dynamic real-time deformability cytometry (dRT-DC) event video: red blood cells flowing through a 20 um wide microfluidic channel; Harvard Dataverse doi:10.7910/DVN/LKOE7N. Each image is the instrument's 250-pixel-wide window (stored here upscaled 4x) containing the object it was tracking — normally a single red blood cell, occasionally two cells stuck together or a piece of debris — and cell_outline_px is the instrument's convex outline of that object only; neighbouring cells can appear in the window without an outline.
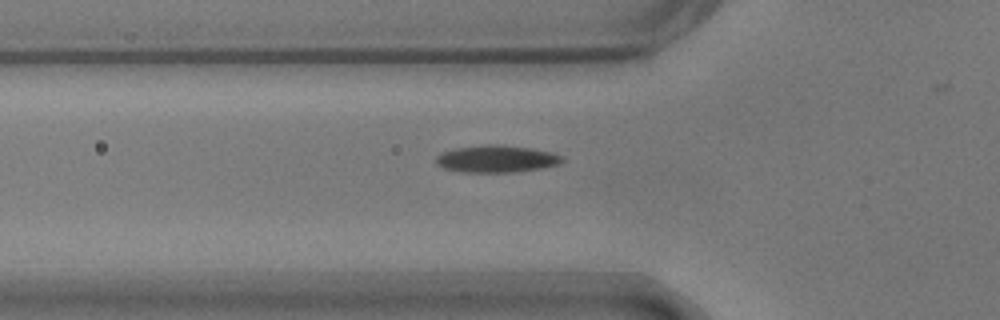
{"species": "common noctule bat (a hibernating species)", "species_latin": "Nyctalus noctula", "temperature_condition": "warm", "stored_images_in_passage": 31, "camera_frame_rate_fps": 3000, "um_per_image_px": 0.085, "animal": {"sex": "male", "body_mass_g": 17.9}, "frame": {"image": 1, "passage_image": 2, "time_ms": 0.333, "image_size_px": [1000, 320], "cell_outline_px": [[564, 160], [560, 164], [540, 168], [512, 172], [464, 172], [444, 168], [436, 164], [436, 156], [440, 152], [456, 148], [488, 144], [496, 144], [532, 148], [552, 152], [560, 156]], "centroid_in_image_um": [42.18, 13.5], "position_along_channel_um": 83.6, "area_um2": 19.88}}
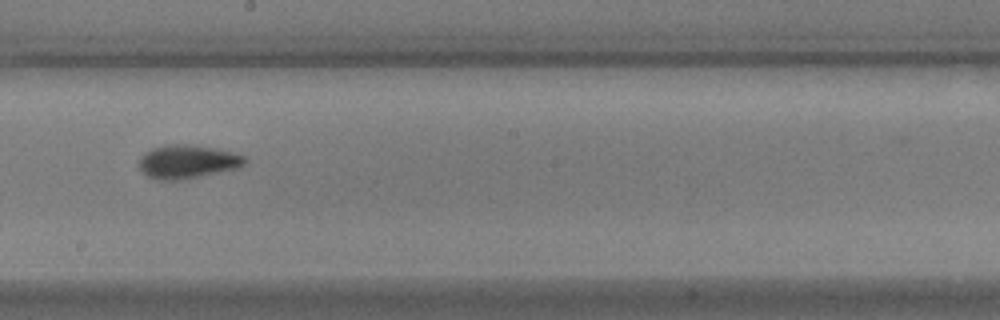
{"frame": {"image": 2, "passage_image": 14, "time_ms": 4.333, "image_size_px": [1000, 320], "cell_outline_px": [[248, 160], [240, 168], [180, 180], [156, 180], [148, 176], [140, 168], [140, 156], [144, 152], [152, 148], [172, 144], [188, 144], [216, 148], [232, 152], [244, 156]], "centroid_in_image_um": [15.95, 13.74], "position_along_channel_um": 232.2, "area_um2": 20.69}}
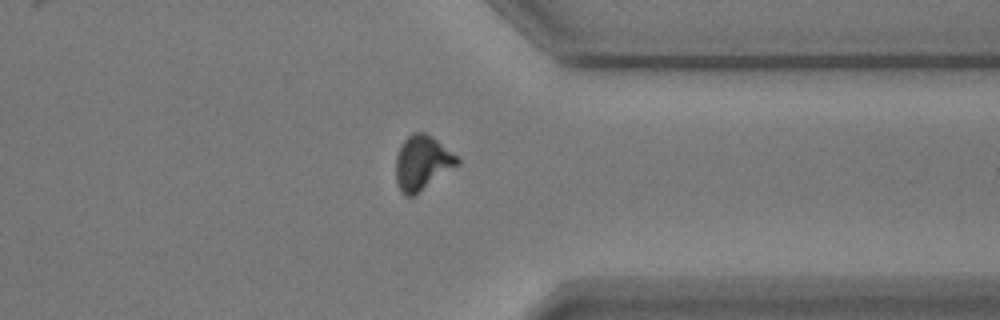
{"frame": {"image": 3, "passage_image": 26, "time_ms": 8.333, "image_size_px": [1000, 320], "cell_outline_px": [[460, 164], [416, 196], [404, 196], [400, 192], [396, 180], [396, 156], [404, 140], [412, 132], [424, 132], [432, 136], [456, 156], [460, 160]], "centroid_in_image_um": [35.88, 13.88], "position_along_channel_um": 375.5, "area_um2": 19.71}, "authors_computed_cell_mechanics": {"area_um2": 19.1896, "velocity_mm_per_s": 3.6938, "shape_relaxation_time_tau1_ms": 2.5507, "shape_relaxation_time_tau2_ms": 1.6903, "deformation_change_tau1": 0.1405, "deformation_change_tau2": 0.0743}}